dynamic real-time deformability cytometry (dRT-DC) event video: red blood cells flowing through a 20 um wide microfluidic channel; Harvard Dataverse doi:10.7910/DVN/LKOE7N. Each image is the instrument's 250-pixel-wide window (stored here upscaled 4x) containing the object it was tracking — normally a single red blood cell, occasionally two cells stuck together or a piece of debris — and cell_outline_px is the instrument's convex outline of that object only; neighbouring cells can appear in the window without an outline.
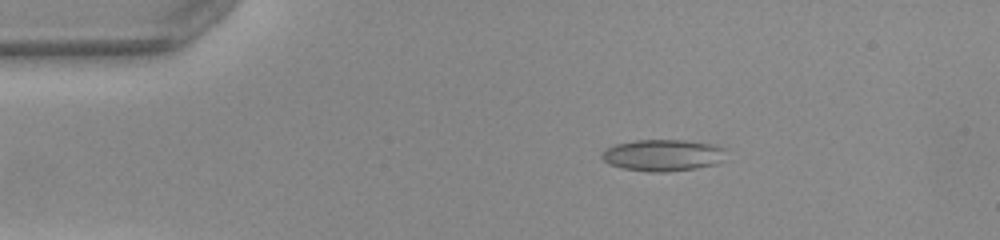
{"species": "common noctule bat (a hibernating species)", "species_latin": "Nyctalus noctula", "temperature_condition": "warm", "stored_images_in_passage": 43, "camera_frame_rate_fps": 3000, "um_per_image_px": 0.085, "animal": {"sex": "female", "body_mass_g": 22.0, "forearm_length_mm": 56.7}, "frame": {"image": 1, "passage_image": 1, "time_ms": 0.0, "image_size_px": [1000, 240], "cell_outline_px": [[728, 148], [724, 160], [716, 164], [696, 168], [664, 172], [648, 172], [620, 168], [608, 164], [600, 156], [608, 148], [616, 144], [636, 140], [684, 140], [712, 144]], "centroid_in_image_um": [56.39, 13.2], "position_along_channel_um": 28.6, "area_um2": 23.12}}
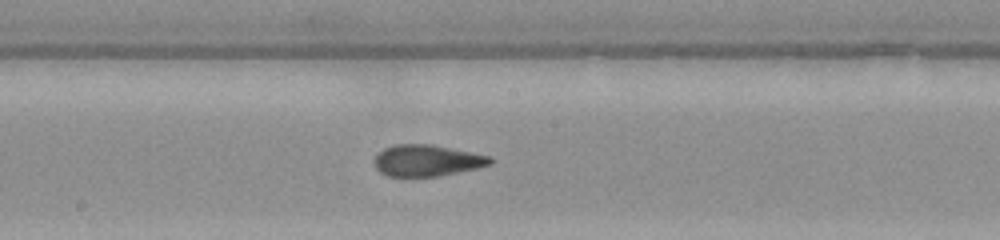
{"frame": {"image": 2, "passage_image": 19, "time_ms": 6.0, "image_size_px": [1000, 240], "cell_outline_px": [[492, 164], [476, 168], [436, 176], [388, 176], [380, 172], [376, 168], [376, 156], [384, 148], [396, 144], [432, 144], [488, 156], [492, 160]], "centroid_in_image_um": [36.27, 13.64], "position_along_channel_um": 211.9, "area_um2": 20.75}}
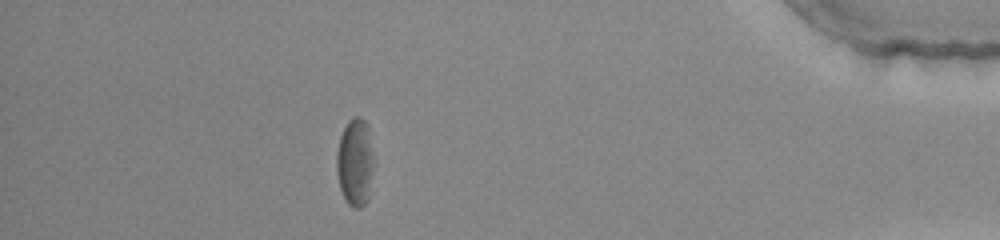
{"frame": {"image": 3, "passage_image": 37, "time_ms": 12.0, "image_size_px": [1000, 240], "cell_outline_px": [[372, 172], [368, 200], [360, 208], [352, 208], [348, 204], [340, 188], [336, 172], [336, 152], [340, 136], [348, 120], [356, 116], [360, 116], [368, 124], [372, 152]], "centroid_in_image_um": [30.16, 13.78], "position_along_channel_um": 405.0, "area_um2": 19.02}, "authors_computed_cell_mechanics": {"area_um2": 21.386, "velocity_mm_per_s": 4.0123, "shape_relaxation_time_tau1_ms": 5.8538, "shape_relaxation_time_tau2_ms": 2.0307, "deformation_change_tau1": 0.1607, "deformation_change_tau2": 0.106}}